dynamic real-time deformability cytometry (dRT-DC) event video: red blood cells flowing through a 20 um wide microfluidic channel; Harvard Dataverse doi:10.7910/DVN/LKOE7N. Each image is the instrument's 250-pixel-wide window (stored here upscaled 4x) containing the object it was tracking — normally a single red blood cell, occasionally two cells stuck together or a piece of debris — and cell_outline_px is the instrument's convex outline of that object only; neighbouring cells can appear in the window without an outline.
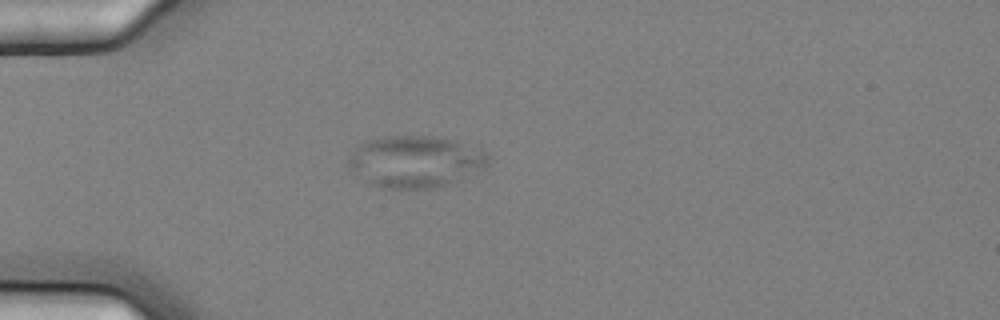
{"species": "common noctule bat (a hibernating species)", "species_latin": "Nyctalus noctula", "temperature_condition": "cold", "stored_images_in_passage": 2, "camera_frame_rate_fps": 3000, "um_per_image_px": 0.085, "animal": {"sex": "female", "body_mass_g": 25.1}, "frame": {"image": 1, "passage_image": 2, "time_ms": 0.333, "image_size_px": [1000, 320], "cell_outline_px": [[488, 164], [484, 168], [456, 180], [432, 188], [380, 188], [368, 180], [352, 168], [348, 164], [348, 160], [352, 152], [364, 140], [388, 136], [436, 136], [456, 140], [480, 148], [488, 152]], "centroid_in_image_um": [35.35, 13.69], "position_along_channel_um": 49.7, "area_um2": 41.56}}